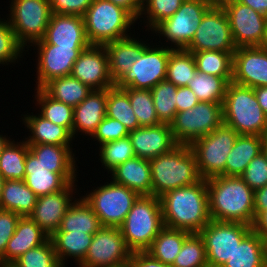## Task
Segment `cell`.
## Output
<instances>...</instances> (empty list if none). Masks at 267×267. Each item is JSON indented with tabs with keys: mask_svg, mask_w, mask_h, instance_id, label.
I'll return each instance as SVG.
<instances>
[{
	"mask_svg": "<svg viewBox=\"0 0 267 267\" xmlns=\"http://www.w3.org/2000/svg\"><path fill=\"white\" fill-rule=\"evenodd\" d=\"M159 199L166 227L199 233L211 221L206 179L168 191Z\"/></svg>",
	"mask_w": 267,
	"mask_h": 267,
	"instance_id": "1",
	"label": "cell"
},
{
	"mask_svg": "<svg viewBox=\"0 0 267 267\" xmlns=\"http://www.w3.org/2000/svg\"><path fill=\"white\" fill-rule=\"evenodd\" d=\"M206 184L211 220L253 225L254 191L240 176L220 175L206 179Z\"/></svg>",
	"mask_w": 267,
	"mask_h": 267,
	"instance_id": "2",
	"label": "cell"
},
{
	"mask_svg": "<svg viewBox=\"0 0 267 267\" xmlns=\"http://www.w3.org/2000/svg\"><path fill=\"white\" fill-rule=\"evenodd\" d=\"M149 163L152 195L158 198L168 191L195 184L201 179L189 145L179 144L172 151L150 159Z\"/></svg>",
	"mask_w": 267,
	"mask_h": 267,
	"instance_id": "3",
	"label": "cell"
},
{
	"mask_svg": "<svg viewBox=\"0 0 267 267\" xmlns=\"http://www.w3.org/2000/svg\"><path fill=\"white\" fill-rule=\"evenodd\" d=\"M164 227L160 199L140 195L119 227L128 249L146 252Z\"/></svg>",
	"mask_w": 267,
	"mask_h": 267,
	"instance_id": "4",
	"label": "cell"
},
{
	"mask_svg": "<svg viewBox=\"0 0 267 267\" xmlns=\"http://www.w3.org/2000/svg\"><path fill=\"white\" fill-rule=\"evenodd\" d=\"M223 123L239 135L267 134V116L259 106L254 89L230 82L223 102Z\"/></svg>",
	"mask_w": 267,
	"mask_h": 267,
	"instance_id": "5",
	"label": "cell"
},
{
	"mask_svg": "<svg viewBox=\"0 0 267 267\" xmlns=\"http://www.w3.org/2000/svg\"><path fill=\"white\" fill-rule=\"evenodd\" d=\"M83 18L91 45H105L129 36L128 31L137 21L127 10L109 0H93Z\"/></svg>",
	"mask_w": 267,
	"mask_h": 267,
	"instance_id": "6",
	"label": "cell"
},
{
	"mask_svg": "<svg viewBox=\"0 0 267 267\" xmlns=\"http://www.w3.org/2000/svg\"><path fill=\"white\" fill-rule=\"evenodd\" d=\"M238 133L222 123L209 135L193 141L189 146L195 155L197 170L202 179L223 175L225 166Z\"/></svg>",
	"mask_w": 267,
	"mask_h": 267,
	"instance_id": "7",
	"label": "cell"
},
{
	"mask_svg": "<svg viewBox=\"0 0 267 267\" xmlns=\"http://www.w3.org/2000/svg\"><path fill=\"white\" fill-rule=\"evenodd\" d=\"M140 195L112 180L81 196L97 214L102 226L119 228Z\"/></svg>",
	"mask_w": 267,
	"mask_h": 267,
	"instance_id": "8",
	"label": "cell"
},
{
	"mask_svg": "<svg viewBox=\"0 0 267 267\" xmlns=\"http://www.w3.org/2000/svg\"><path fill=\"white\" fill-rule=\"evenodd\" d=\"M9 5L7 19L18 42L28 49L43 39L52 14L50 0H11Z\"/></svg>",
	"mask_w": 267,
	"mask_h": 267,
	"instance_id": "9",
	"label": "cell"
},
{
	"mask_svg": "<svg viewBox=\"0 0 267 267\" xmlns=\"http://www.w3.org/2000/svg\"><path fill=\"white\" fill-rule=\"evenodd\" d=\"M213 4L209 0H185L170 18L152 30V34L159 33V38L163 36L167 43L171 42V49L184 50L190 45L203 16Z\"/></svg>",
	"mask_w": 267,
	"mask_h": 267,
	"instance_id": "10",
	"label": "cell"
},
{
	"mask_svg": "<svg viewBox=\"0 0 267 267\" xmlns=\"http://www.w3.org/2000/svg\"><path fill=\"white\" fill-rule=\"evenodd\" d=\"M222 123L223 103L201 101L191 109L177 112L170 126L178 144L190 145Z\"/></svg>",
	"mask_w": 267,
	"mask_h": 267,
	"instance_id": "11",
	"label": "cell"
},
{
	"mask_svg": "<svg viewBox=\"0 0 267 267\" xmlns=\"http://www.w3.org/2000/svg\"><path fill=\"white\" fill-rule=\"evenodd\" d=\"M156 46L152 47V44L151 46L149 44L143 50L130 71L115 83L117 88L130 87L151 90L156 84L166 79L168 58L174 49H171L169 45L167 47Z\"/></svg>",
	"mask_w": 267,
	"mask_h": 267,
	"instance_id": "12",
	"label": "cell"
},
{
	"mask_svg": "<svg viewBox=\"0 0 267 267\" xmlns=\"http://www.w3.org/2000/svg\"><path fill=\"white\" fill-rule=\"evenodd\" d=\"M251 230L252 226L244 223L211 220L199 232L205 243L208 267H222Z\"/></svg>",
	"mask_w": 267,
	"mask_h": 267,
	"instance_id": "13",
	"label": "cell"
},
{
	"mask_svg": "<svg viewBox=\"0 0 267 267\" xmlns=\"http://www.w3.org/2000/svg\"><path fill=\"white\" fill-rule=\"evenodd\" d=\"M236 49L228 16L221 4L214 3L206 11L193 40L185 50L235 52Z\"/></svg>",
	"mask_w": 267,
	"mask_h": 267,
	"instance_id": "14",
	"label": "cell"
},
{
	"mask_svg": "<svg viewBox=\"0 0 267 267\" xmlns=\"http://www.w3.org/2000/svg\"><path fill=\"white\" fill-rule=\"evenodd\" d=\"M131 253L119 228L103 226L94 234L85 258L78 267L127 266Z\"/></svg>",
	"mask_w": 267,
	"mask_h": 267,
	"instance_id": "15",
	"label": "cell"
},
{
	"mask_svg": "<svg viewBox=\"0 0 267 267\" xmlns=\"http://www.w3.org/2000/svg\"><path fill=\"white\" fill-rule=\"evenodd\" d=\"M224 8L237 48L259 47L266 31L267 17L236 0H224Z\"/></svg>",
	"mask_w": 267,
	"mask_h": 267,
	"instance_id": "16",
	"label": "cell"
},
{
	"mask_svg": "<svg viewBox=\"0 0 267 267\" xmlns=\"http://www.w3.org/2000/svg\"><path fill=\"white\" fill-rule=\"evenodd\" d=\"M38 50L36 89L42 88L50 80L68 76L80 53L85 49H72V47H58L47 44L43 39L33 43Z\"/></svg>",
	"mask_w": 267,
	"mask_h": 267,
	"instance_id": "17",
	"label": "cell"
},
{
	"mask_svg": "<svg viewBox=\"0 0 267 267\" xmlns=\"http://www.w3.org/2000/svg\"><path fill=\"white\" fill-rule=\"evenodd\" d=\"M70 75L92 90H106L115 86L110 76L108 54L104 45H90L83 50Z\"/></svg>",
	"mask_w": 267,
	"mask_h": 267,
	"instance_id": "18",
	"label": "cell"
},
{
	"mask_svg": "<svg viewBox=\"0 0 267 267\" xmlns=\"http://www.w3.org/2000/svg\"><path fill=\"white\" fill-rule=\"evenodd\" d=\"M232 82L250 88L267 86V51L260 47L237 48Z\"/></svg>",
	"mask_w": 267,
	"mask_h": 267,
	"instance_id": "19",
	"label": "cell"
},
{
	"mask_svg": "<svg viewBox=\"0 0 267 267\" xmlns=\"http://www.w3.org/2000/svg\"><path fill=\"white\" fill-rule=\"evenodd\" d=\"M136 157L156 158L172 151L179 144L173 136L170 124L160 123L155 126H141L129 132Z\"/></svg>",
	"mask_w": 267,
	"mask_h": 267,
	"instance_id": "20",
	"label": "cell"
},
{
	"mask_svg": "<svg viewBox=\"0 0 267 267\" xmlns=\"http://www.w3.org/2000/svg\"><path fill=\"white\" fill-rule=\"evenodd\" d=\"M76 185L70 183L64 190L57 193L37 197L36 205L28 217L49 236L58 230L65 212L73 203L74 197L72 198V196L73 193H76L74 191Z\"/></svg>",
	"mask_w": 267,
	"mask_h": 267,
	"instance_id": "21",
	"label": "cell"
},
{
	"mask_svg": "<svg viewBox=\"0 0 267 267\" xmlns=\"http://www.w3.org/2000/svg\"><path fill=\"white\" fill-rule=\"evenodd\" d=\"M43 40L47 44L72 49H87L84 18L79 15L51 14Z\"/></svg>",
	"mask_w": 267,
	"mask_h": 267,
	"instance_id": "22",
	"label": "cell"
},
{
	"mask_svg": "<svg viewBox=\"0 0 267 267\" xmlns=\"http://www.w3.org/2000/svg\"><path fill=\"white\" fill-rule=\"evenodd\" d=\"M76 173H54L49 171L29 150L25 160V184L37 197L57 193L70 183H75Z\"/></svg>",
	"mask_w": 267,
	"mask_h": 267,
	"instance_id": "23",
	"label": "cell"
},
{
	"mask_svg": "<svg viewBox=\"0 0 267 267\" xmlns=\"http://www.w3.org/2000/svg\"><path fill=\"white\" fill-rule=\"evenodd\" d=\"M50 236L28 216L20 217L15 232L7 243L0 265H11L18 257L30 249L44 244Z\"/></svg>",
	"mask_w": 267,
	"mask_h": 267,
	"instance_id": "24",
	"label": "cell"
},
{
	"mask_svg": "<svg viewBox=\"0 0 267 267\" xmlns=\"http://www.w3.org/2000/svg\"><path fill=\"white\" fill-rule=\"evenodd\" d=\"M106 90H92L91 93L74 108L73 139L77 133L92 136L97 126L106 117Z\"/></svg>",
	"mask_w": 267,
	"mask_h": 267,
	"instance_id": "25",
	"label": "cell"
},
{
	"mask_svg": "<svg viewBox=\"0 0 267 267\" xmlns=\"http://www.w3.org/2000/svg\"><path fill=\"white\" fill-rule=\"evenodd\" d=\"M131 36L111 41L104 45L108 54L110 76L114 83L130 71L134 62L149 45L141 40L139 41V38L137 40L134 35Z\"/></svg>",
	"mask_w": 267,
	"mask_h": 267,
	"instance_id": "26",
	"label": "cell"
},
{
	"mask_svg": "<svg viewBox=\"0 0 267 267\" xmlns=\"http://www.w3.org/2000/svg\"><path fill=\"white\" fill-rule=\"evenodd\" d=\"M110 174L113 182L124 185L139 195H152L151 167L148 159L134 157L117 166Z\"/></svg>",
	"mask_w": 267,
	"mask_h": 267,
	"instance_id": "27",
	"label": "cell"
},
{
	"mask_svg": "<svg viewBox=\"0 0 267 267\" xmlns=\"http://www.w3.org/2000/svg\"><path fill=\"white\" fill-rule=\"evenodd\" d=\"M23 124L29 129L31 135L25 138L28 145L51 144V145H71L73 136L63 126L52 123L40 115H23Z\"/></svg>",
	"mask_w": 267,
	"mask_h": 267,
	"instance_id": "28",
	"label": "cell"
},
{
	"mask_svg": "<svg viewBox=\"0 0 267 267\" xmlns=\"http://www.w3.org/2000/svg\"><path fill=\"white\" fill-rule=\"evenodd\" d=\"M79 199L76 200L75 198L69 209L65 212L58 230L55 232L71 231L95 234L103 227L91 206L83 197Z\"/></svg>",
	"mask_w": 267,
	"mask_h": 267,
	"instance_id": "29",
	"label": "cell"
},
{
	"mask_svg": "<svg viewBox=\"0 0 267 267\" xmlns=\"http://www.w3.org/2000/svg\"><path fill=\"white\" fill-rule=\"evenodd\" d=\"M262 140L259 135H238L227 156L225 176H241L250 161L262 152Z\"/></svg>",
	"mask_w": 267,
	"mask_h": 267,
	"instance_id": "30",
	"label": "cell"
},
{
	"mask_svg": "<svg viewBox=\"0 0 267 267\" xmlns=\"http://www.w3.org/2000/svg\"><path fill=\"white\" fill-rule=\"evenodd\" d=\"M29 150L54 173H78L75 154L70 145L34 144Z\"/></svg>",
	"mask_w": 267,
	"mask_h": 267,
	"instance_id": "31",
	"label": "cell"
},
{
	"mask_svg": "<svg viewBox=\"0 0 267 267\" xmlns=\"http://www.w3.org/2000/svg\"><path fill=\"white\" fill-rule=\"evenodd\" d=\"M94 234L78 232H54L50 239L60 264L65 266V259L74 258L77 265L85 258ZM67 257V258H66Z\"/></svg>",
	"mask_w": 267,
	"mask_h": 267,
	"instance_id": "32",
	"label": "cell"
},
{
	"mask_svg": "<svg viewBox=\"0 0 267 267\" xmlns=\"http://www.w3.org/2000/svg\"><path fill=\"white\" fill-rule=\"evenodd\" d=\"M36 201V194L24 180H5L0 209L13 211L25 217L33 211Z\"/></svg>",
	"mask_w": 267,
	"mask_h": 267,
	"instance_id": "33",
	"label": "cell"
},
{
	"mask_svg": "<svg viewBox=\"0 0 267 267\" xmlns=\"http://www.w3.org/2000/svg\"><path fill=\"white\" fill-rule=\"evenodd\" d=\"M42 89L53 99L73 108L80 104L92 91L71 75L57 77L46 83Z\"/></svg>",
	"mask_w": 267,
	"mask_h": 267,
	"instance_id": "34",
	"label": "cell"
},
{
	"mask_svg": "<svg viewBox=\"0 0 267 267\" xmlns=\"http://www.w3.org/2000/svg\"><path fill=\"white\" fill-rule=\"evenodd\" d=\"M222 267H267L262 237L252 229Z\"/></svg>",
	"mask_w": 267,
	"mask_h": 267,
	"instance_id": "35",
	"label": "cell"
},
{
	"mask_svg": "<svg viewBox=\"0 0 267 267\" xmlns=\"http://www.w3.org/2000/svg\"><path fill=\"white\" fill-rule=\"evenodd\" d=\"M189 234L190 232L185 230L164 226L146 252L154 259L172 265L176 256L181 251L185 238Z\"/></svg>",
	"mask_w": 267,
	"mask_h": 267,
	"instance_id": "36",
	"label": "cell"
},
{
	"mask_svg": "<svg viewBox=\"0 0 267 267\" xmlns=\"http://www.w3.org/2000/svg\"><path fill=\"white\" fill-rule=\"evenodd\" d=\"M16 143V144H15ZM29 151L25 140H10L0 154V174L5 180H24L25 160Z\"/></svg>",
	"mask_w": 267,
	"mask_h": 267,
	"instance_id": "37",
	"label": "cell"
},
{
	"mask_svg": "<svg viewBox=\"0 0 267 267\" xmlns=\"http://www.w3.org/2000/svg\"><path fill=\"white\" fill-rule=\"evenodd\" d=\"M197 71L225 78L229 83L233 79V53L222 51L191 52Z\"/></svg>",
	"mask_w": 267,
	"mask_h": 267,
	"instance_id": "38",
	"label": "cell"
},
{
	"mask_svg": "<svg viewBox=\"0 0 267 267\" xmlns=\"http://www.w3.org/2000/svg\"><path fill=\"white\" fill-rule=\"evenodd\" d=\"M106 116L121 122L129 132L141 127L132 110L128 93L116 86L107 89Z\"/></svg>",
	"mask_w": 267,
	"mask_h": 267,
	"instance_id": "39",
	"label": "cell"
},
{
	"mask_svg": "<svg viewBox=\"0 0 267 267\" xmlns=\"http://www.w3.org/2000/svg\"><path fill=\"white\" fill-rule=\"evenodd\" d=\"M197 73L194 56L184 50H173L167 62L166 80L177 87H185Z\"/></svg>",
	"mask_w": 267,
	"mask_h": 267,
	"instance_id": "40",
	"label": "cell"
},
{
	"mask_svg": "<svg viewBox=\"0 0 267 267\" xmlns=\"http://www.w3.org/2000/svg\"><path fill=\"white\" fill-rule=\"evenodd\" d=\"M228 84L225 78L197 71L187 86L200 102L223 103Z\"/></svg>",
	"mask_w": 267,
	"mask_h": 267,
	"instance_id": "41",
	"label": "cell"
},
{
	"mask_svg": "<svg viewBox=\"0 0 267 267\" xmlns=\"http://www.w3.org/2000/svg\"><path fill=\"white\" fill-rule=\"evenodd\" d=\"M35 100L40 115L54 124L65 127L72 135L74 108L50 97L42 88L36 89Z\"/></svg>",
	"mask_w": 267,
	"mask_h": 267,
	"instance_id": "42",
	"label": "cell"
},
{
	"mask_svg": "<svg viewBox=\"0 0 267 267\" xmlns=\"http://www.w3.org/2000/svg\"><path fill=\"white\" fill-rule=\"evenodd\" d=\"M151 93L159 121L170 124L177 113V86L165 79L156 84Z\"/></svg>",
	"mask_w": 267,
	"mask_h": 267,
	"instance_id": "43",
	"label": "cell"
},
{
	"mask_svg": "<svg viewBox=\"0 0 267 267\" xmlns=\"http://www.w3.org/2000/svg\"><path fill=\"white\" fill-rule=\"evenodd\" d=\"M172 267H208L205 243L199 233H190Z\"/></svg>",
	"mask_w": 267,
	"mask_h": 267,
	"instance_id": "44",
	"label": "cell"
},
{
	"mask_svg": "<svg viewBox=\"0 0 267 267\" xmlns=\"http://www.w3.org/2000/svg\"><path fill=\"white\" fill-rule=\"evenodd\" d=\"M133 112L140 126H155L161 122L158 119L151 90L126 87Z\"/></svg>",
	"mask_w": 267,
	"mask_h": 267,
	"instance_id": "45",
	"label": "cell"
},
{
	"mask_svg": "<svg viewBox=\"0 0 267 267\" xmlns=\"http://www.w3.org/2000/svg\"><path fill=\"white\" fill-rule=\"evenodd\" d=\"M99 150V160L105 170H108V174L117 166L136 157L129 136L104 143L99 146Z\"/></svg>",
	"mask_w": 267,
	"mask_h": 267,
	"instance_id": "46",
	"label": "cell"
},
{
	"mask_svg": "<svg viewBox=\"0 0 267 267\" xmlns=\"http://www.w3.org/2000/svg\"><path fill=\"white\" fill-rule=\"evenodd\" d=\"M11 265L14 267H63L50 238L44 244L22 254Z\"/></svg>",
	"mask_w": 267,
	"mask_h": 267,
	"instance_id": "47",
	"label": "cell"
},
{
	"mask_svg": "<svg viewBox=\"0 0 267 267\" xmlns=\"http://www.w3.org/2000/svg\"><path fill=\"white\" fill-rule=\"evenodd\" d=\"M185 0H146L143 3L142 11L139 17H147L146 27L152 30L162 21L170 18L182 5ZM142 16V17H141Z\"/></svg>",
	"mask_w": 267,
	"mask_h": 267,
	"instance_id": "48",
	"label": "cell"
},
{
	"mask_svg": "<svg viewBox=\"0 0 267 267\" xmlns=\"http://www.w3.org/2000/svg\"><path fill=\"white\" fill-rule=\"evenodd\" d=\"M2 20V21H1ZM28 51L18 42L8 19H0V64L8 65L18 62L23 52Z\"/></svg>",
	"mask_w": 267,
	"mask_h": 267,
	"instance_id": "49",
	"label": "cell"
},
{
	"mask_svg": "<svg viewBox=\"0 0 267 267\" xmlns=\"http://www.w3.org/2000/svg\"><path fill=\"white\" fill-rule=\"evenodd\" d=\"M247 185L253 190L263 188L267 185V159L261 152L254 157L245 172L240 176Z\"/></svg>",
	"mask_w": 267,
	"mask_h": 267,
	"instance_id": "50",
	"label": "cell"
},
{
	"mask_svg": "<svg viewBox=\"0 0 267 267\" xmlns=\"http://www.w3.org/2000/svg\"><path fill=\"white\" fill-rule=\"evenodd\" d=\"M128 135L129 131L121 122L106 116L97 126V129L93 133L91 138L94 139L93 141L97 140V142H99V145H102L104 143L115 141Z\"/></svg>",
	"mask_w": 267,
	"mask_h": 267,
	"instance_id": "51",
	"label": "cell"
},
{
	"mask_svg": "<svg viewBox=\"0 0 267 267\" xmlns=\"http://www.w3.org/2000/svg\"><path fill=\"white\" fill-rule=\"evenodd\" d=\"M20 217L13 211L0 209V258L5 253L7 243L13 236Z\"/></svg>",
	"mask_w": 267,
	"mask_h": 267,
	"instance_id": "52",
	"label": "cell"
},
{
	"mask_svg": "<svg viewBox=\"0 0 267 267\" xmlns=\"http://www.w3.org/2000/svg\"><path fill=\"white\" fill-rule=\"evenodd\" d=\"M93 0H50L52 14L84 16Z\"/></svg>",
	"mask_w": 267,
	"mask_h": 267,
	"instance_id": "53",
	"label": "cell"
},
{
	"mask_svg": "<svg viewBox=\"0 0 267 267\" xmlns=\"http://www.w3.org/2000/svg\"><path fill=\"white\" fill-rule=\"evenodd\" d=\"M127 267H172V265L154 259L147 252H133L130 255Z\"/></svg>",
	"mask_w": 267,
	"mask_h": 267,
	"instance_id": "54",
	"label": "cell"
},
{
	"mask_svg": "<svg viewBox=\"0 0 267 267\" xmlns=\"http://www.w3.org/2000/svg\"><path fill=\"white\" fill-rule=\"evenodd\" d=\"M200 101L194 92L188 87H177V112L186 111L196 106Z\"/></svg>",
	"mask_w": 267,
	"mask_h": 267,
	"instance_id": "55",
	"label": "cell"
},
{
	"mask_svg": "<svg viewBox=\"0 0 267 267\" xmlns=\"http://www.w3.org/2000/svg\"><path fill=\"white\" fill-rule=\"evenodd\" d=\"M109 1L127 10L138 21L143 7V4L139 0H109Z\"/></svg>",
	"mask_w": 267,
	"mask_h": 267,
	"instance_id": "56",
	"label": "cell"
},
{
	"mask_svg": "<svg viewBox=\"0 0 267 267\" xmlns=\"http://www.w3.org/2000/svg\"><path fill=\"white\" fill-rule=\"evenodd\" d=\"M264 210H267V185L254 191L255 217Z\"/></svg>",
	"mask_w": 267,
	"mask_h": 267,
	"instance_id": "57",
	"label": "cell"
},
{
	"mask_svg": "<svg viewBox=\"0 0 267 267\" xmlns=\"http://www.w3.org/2000/svg\"><path fill=\"white\" fill-rule=\"evenodd\" d=\"M252 229L261 237L267 235V210L261 211L255 217Z\"/></svg>",
	"mask_w": 267,
	"mask_h": 267,
	"instance_id": "58",
	"label": "cell"
},
{
	"mask_svg": "<svg viewBox=\"0 0 267 267\" xmlns=\"http://www.w3.org/2000/svg\"><path fill=\"white\" fill-rule=\"evenodd\" d=\"M267 17V0H236Z\"/></svg>",
	"mask_w": 267,
	"mask_h": 267,
	"instance_id": "59",
	"label": "cell"
},
{
	"mask_svg": "<svg viewBox=\"0 0 267 267\" xmlns=\"http://www.w3.org/2000/svg\"><path fill=\"white\" fill-rule=\"evenodd\" d=\"M257 97L259 106L267 116V86L253 88Z\"/></svg>",
	"mask_w": 267,
	"mask_h": 267,
	"instance_id": "60",
	"label": "cell"
},
{
	"mask_svg": "<svg viewBox=\"0 0 267 267\" xmlns=\"http://www.w3.org/2000/svg\"><path fill=\"white\" fill-rule=\"evenodd\" d=\"M10 140H11V139H10V138H7L6 135H5V136H3V134L0 135V154H1L2 150H3V148L6 146V144H7Z\"/></svg>",
	"mask_w": 267,
	"mask_h": 267,
	"instance_id": "61",
	"label": "cell"
},
{
	"mask_svg": "<svg viewBox=\"0 0 267 267\" xmlns=\"http://www.w3.org/2000/svg\"><path fill=\"white\" fill-rule=\"evenodd\" d=\"M262 153L266 156L267 159V134L263 136L262 140Z\"/></svg>",
	"mask_w": 267,
	"mask_h": 267,
	"instance_id": "62",
	"label": "cell"
},
{
	"mask_svg": "<svg viewBox=\"0 0 267 267\" xmlns=\"http://www.w3.org/2000/svg\"><path fill=\"white\" fill-rule=\"evenodd\" d=\"M259 47L262 48L263 50L267 51V25H266V31L264 34L263 41L261 42Z\"/></svg>",
	"mask_w": 267,
	"mask_h": 267,
	"instance_id": "63",
	"label": "cell"
},
{
	"mask_svg": "<svg viewBox=\"0 0 267 267\" xmlns=\"http://www.w3.org/2000/svg\"><path fill=\"white\" fill-rule=\"evenodd\" d=\"M262 240H263L264 256H265V261H266V265H267V235L262 237Z\"/></svg>",
	"mask_w": 267,
	"mask_h": 267,
	"instance_id": "64",
	"label": "cell"
},
{
	"mask_svg": "<svg viewBox=\"0 0 267 267\" xmlns=\"http://www.w3.org/2000/svg\"><path fill=\"white\" fill-rule=\"evenodd\" d=\"M5 179L0 174V206H1V200H2V191H3V185H4Z\"/></svg>",
	"mask_w": 267,
	"mask_h": 267,
	"instance_id": "65",
	"label": "cell"
},
{
	"mask_svg": "<svg viewBox=\"0 0 267 267\" xmlns=\"http://www.w3.org/2000/svg\"><path fill=\"white\" fill-rule=\"evenodd\" d=\"M209 1H211V2H213V3H216V4H220L222 1H224V0H209Z\"/></svg>",
	"mask_w": 267,
	"mask_h": 267,
	"instance_id": "66",
	"label": "cell"
},
{
	"mask_svg": "<svg viewBox=\"0 0 267 267\" xmlns=\"http://www.w3.org/2000/svg\"><path fill=\"white\" fill-rule=\"evenodd\" d=\"M0 267H14L12 265H0Z\"/></svg>",
	"mask_w": 267,
	"mask_h": 267,
	"instance_id": "67",
	"label": "cell"
},
{
	"mask_svg": "<svg viewBox=\"0 0 267 267\" xmlns=\"http://www.w3.org/2000/svg\"><path fill=\"white\" fill-rule=\"evenodd\" d=\"M142 4L146 1V0H139Z\"/></svg>",
	"mask_w": 267,
	"mask_h": 267,
	"instance_id": "68",
	"label": "cell"
}]
</instances>
